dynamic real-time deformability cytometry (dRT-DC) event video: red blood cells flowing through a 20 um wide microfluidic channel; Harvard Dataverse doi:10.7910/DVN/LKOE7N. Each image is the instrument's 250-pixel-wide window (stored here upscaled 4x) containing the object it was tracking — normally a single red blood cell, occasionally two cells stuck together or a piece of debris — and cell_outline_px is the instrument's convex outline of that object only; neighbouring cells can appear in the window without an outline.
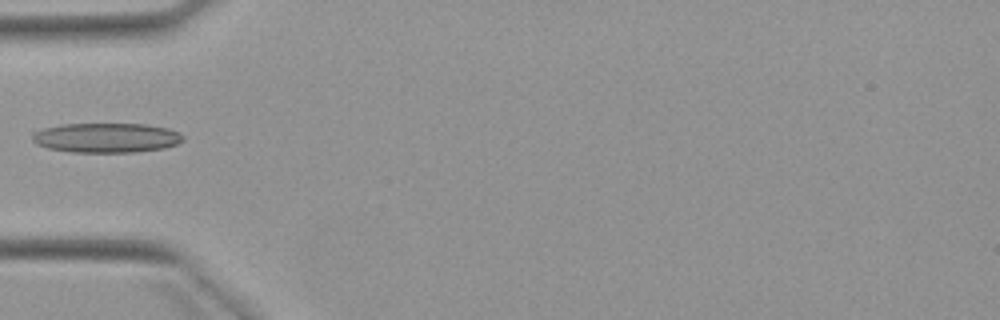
{"species": "Egyptian fruit bat (a non-hibernating species)", "species_latin": "Rousettus aegyptiacus", "temperature_condition": "warm", "stored_images_in_passage": 4, "camera_frame_rate_fps": 3000, "um_per_image_px": 0.085, "animal": {"sex": "female"}, "frame": {"image": 1, "passage_image": 4, "time_ms": 3.333, "image_size_px": [1000, 320], "cell_outline_px": [[184, 140], [176, 144], [164, 148], [136, 152], [72, 152], [48, 148], [36, 144], [32, 140], [32, 132], [44, 128], [60, 124], [148, 124], [168, 128], [180, 132], [184, 136]], "centroid_in_image_um": [9.05, 11.7], "position_along_channel_um": 76.0, "area_um2": 26.24}}